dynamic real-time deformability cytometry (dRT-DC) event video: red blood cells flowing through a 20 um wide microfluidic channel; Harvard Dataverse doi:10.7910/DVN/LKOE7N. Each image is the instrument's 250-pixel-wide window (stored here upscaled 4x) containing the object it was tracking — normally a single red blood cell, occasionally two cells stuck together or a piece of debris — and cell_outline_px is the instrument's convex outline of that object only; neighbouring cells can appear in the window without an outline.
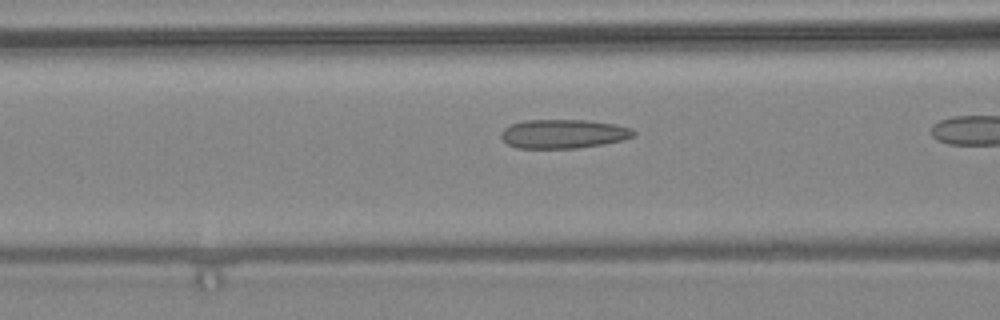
{"species": "common noctule bat (a hibernating species)", "species_latin": "Nyctalus noctula", "temperature_condition": "warm", "stored_images_in_passage": 8, "camera_frame_rate_fps": 3000, "um_per_image_px": 0.085, "animal": {"sex": "female", "body_mass_g": 24.6, "forearm_length_mm": 56.2}, "frame": {"image": 1, "passage_image": 6, "time_ms": 1.667, "image_size_px": [1000, 320], "cell_outline_px": [[636, 132], [632, 136], [624, 140], [604, 144], [576, 148], [516, 148], [508, 144], [500, 136], [500, 132], [504, 128], [512, 124], [524, 120], [584, 120], [616, 124], [632, 128]], "centroid_in_image_um": [47.89, 11.38], "position_along_channel_um": 118.7, "area_um2": 22.43}}